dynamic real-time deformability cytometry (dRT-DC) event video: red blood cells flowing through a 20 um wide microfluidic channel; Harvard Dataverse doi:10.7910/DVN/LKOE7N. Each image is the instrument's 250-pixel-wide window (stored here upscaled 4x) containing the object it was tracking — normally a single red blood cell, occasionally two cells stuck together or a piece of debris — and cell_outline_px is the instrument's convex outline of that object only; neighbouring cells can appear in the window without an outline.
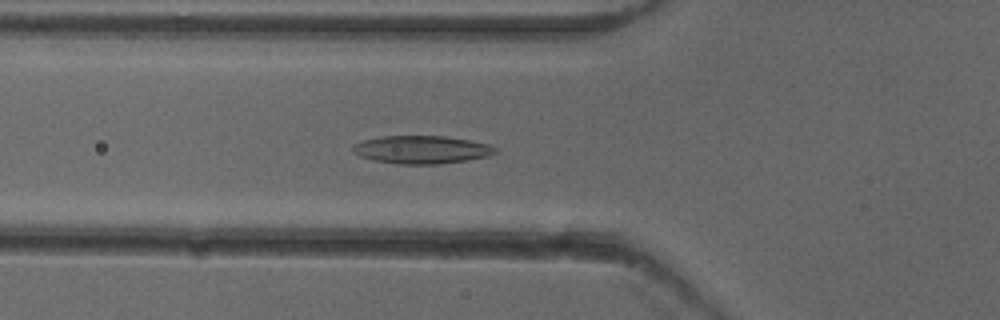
{"species": "common noctule bat (a hibernating species)", "species_latin": "Nyctalus noctula", "temperature_condition": "cold", "stored_images_in_passage": 42, "camera_frame_rate_fps": 3000, "um_per_image_px": 0.085, "animal": {"sex": "female"}, "frame": {"image": 1, "passage_image": 8, "time_ms": 2.333, "image_size_px": [1000, 320], "cell_outline_px": [[480, 144], [476, 156], [456, 160], [384, 160], [372, 156], [372, 140], [396, 136], [432, 136], [460, 140]], "centroid_in_image_um": [35.94, 12.63], "position_along_channel_um": 89.9, "area_um2": 16.36}}
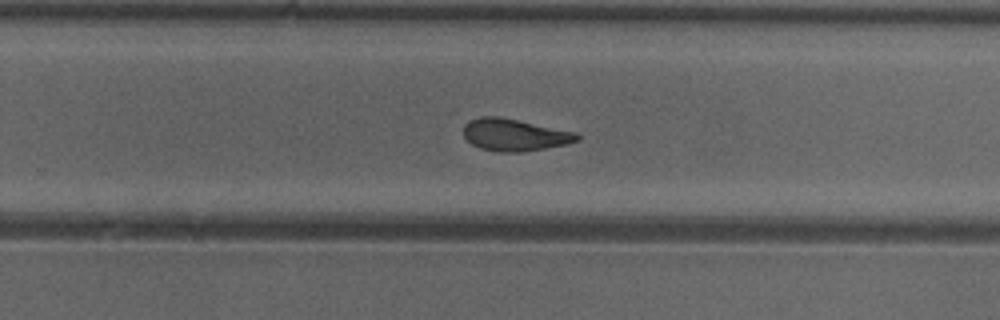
{"frame": {"image": 2, "passage_image": 23, "time_ms": 7.333, "image_size_px": [1000, 320], "cell_outline_px": [[576, 140], [560, 144], [536, 148], [488, 148], [476, 144], [468, 140], [464, 132], [464, 128], [472, 120], [512, 120], [564, 132], [576, 136]], "centroid_in_image_um": [43.65, 11.45], "position_along_channel_um": 286.2, "area_um2": 17.05}}
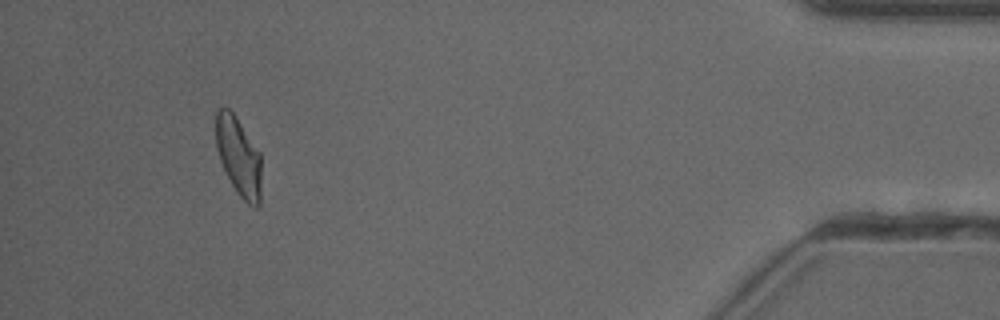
{"frame": {"image": 3, "passage_image": 38, "time_ms": 12.333, "image_size_px": [1000, 320], "cell_outline_px": [[260, 168], [256, 196], [244, 196], [236, 188], [220, 156], [216, 136], [216, 120], [232, 112], [260, 156]], "centroid_in_image_um": [20.25, 13.17], "position_along_channel_um": 414.9, "area_um2": 16.94}, "authors_computed_cell_mechanics": {"area_um2": 17.1088, "velocity_mm_per_s": 3.9122, "shape_relaxation_time_tau1_ms": null, "shape_relaxation_time_tau2_ms": 1.6234, "deformation_change_tau1": null, "deformation_change_tau2": 0.0737}}